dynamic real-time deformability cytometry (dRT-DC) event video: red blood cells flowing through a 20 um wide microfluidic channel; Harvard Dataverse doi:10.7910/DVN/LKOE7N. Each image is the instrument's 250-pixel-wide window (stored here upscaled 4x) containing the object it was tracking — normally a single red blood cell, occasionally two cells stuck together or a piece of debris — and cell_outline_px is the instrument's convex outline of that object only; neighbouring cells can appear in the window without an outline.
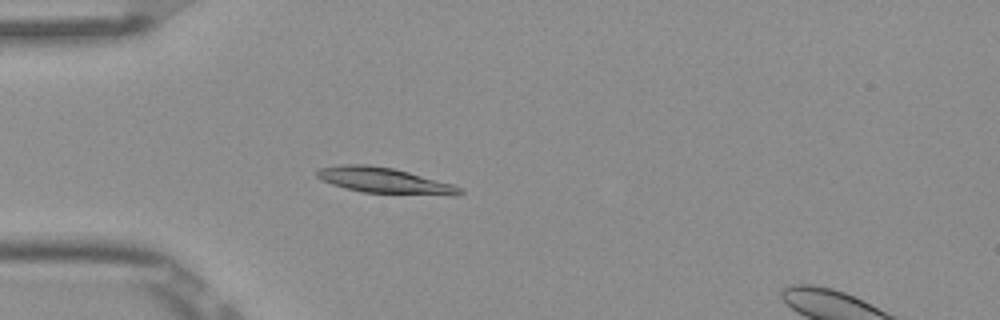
{"species": "Egyptian fruit bat (a non-hibernating species)", "species_latin": "Rousettus aegyptiacus", "temperature_condition": "room temperature", "stored_images_in_passage": 6, "camera_frame_rate_fps": 3000, "um_per_image_px": 0.085, "frame": {"image": 1, "passage_image": 5, "time_ms": 1.333, "image_size_px": [1000, 320], "cell_outline_px": [[464, 192], [456, 196], [452, 196], [360, 192], [344, 188], [320, 180], [316, 176], [316, 172], [320, 168], [340, 164], [368, 164], [392, 168], [408, 172], [452, 184], [460, 188]], "centroid_in_image_um": [32.65, 15.35], "position_along_channel_um": 52.3, "area_um2": 21.5}}